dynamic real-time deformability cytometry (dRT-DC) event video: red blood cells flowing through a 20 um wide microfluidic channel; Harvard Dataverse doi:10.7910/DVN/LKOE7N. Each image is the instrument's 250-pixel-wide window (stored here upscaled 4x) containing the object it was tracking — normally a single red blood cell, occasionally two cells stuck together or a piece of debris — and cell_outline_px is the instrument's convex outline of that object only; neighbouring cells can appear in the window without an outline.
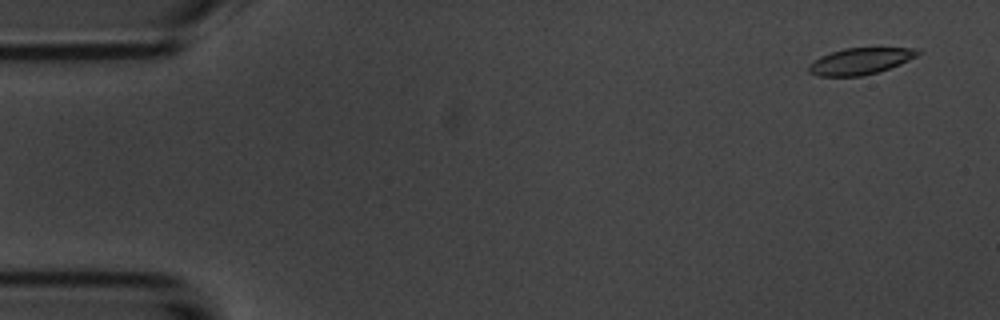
{"species": "common noctule bat (a hibernating species)", "species_latin": "Nyctalus noctula", "temperature_condition": "room temperature", "stored_images_in_passage": 54, "camera_frame_rate_fps": 3000, "um_per_image_px": 0.085, "animal": {"sex": "male", "body_mass_g": 20.1, "forearm_length_mm": 53.5}, "frame": {"image": 1, "passage_image": 3, "time_ms": 0.667, "image_size_px": [1000, 320], "cell_outline_px": [[924, 52], [900, 64], [876, 72], [860, 76], [816, 76], [808, 72], [808, 64], [820, 56], [844, 48], [920, 48]], "centroid_in_image_um": [73.12, 5.19], "position_along_channel_um": 11.9, "area_um2": 16.82}}
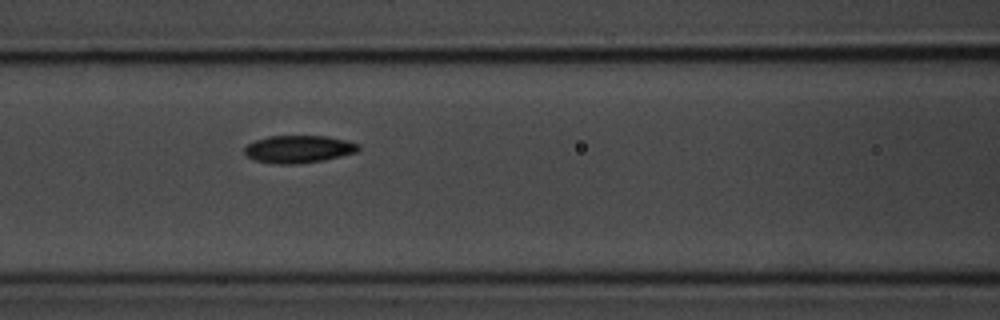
{"frame": {"image": 2, "passage_image": 23, "time_ms": 7.333, "image_size_px": [1000, 320], "cell_outline_px": [[360, 148], [356, 152], [324, 160], [300, 164], [276, 164], [256, 160], [248, 156], [244, 152], [244, 148], [248, 144], [256, 140], [268, 136], [328, 136], [348, 140], [360, 144]], "centroid_in_image_um": [25.41, 12.67], "position_along_channel_um": 141.2, "area_um2": 18.32}}
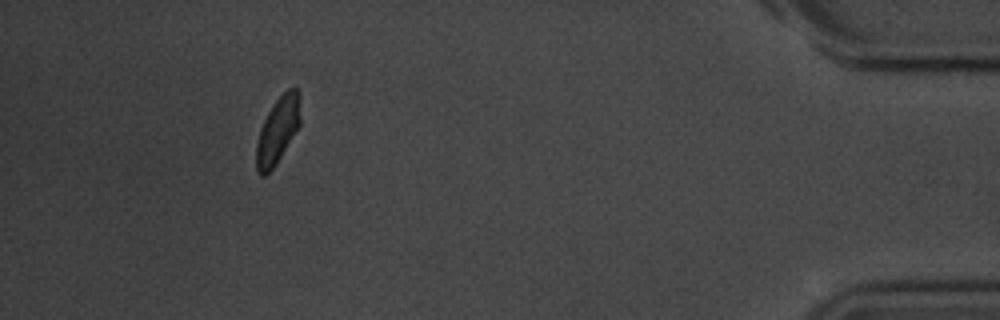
{"frame": {"image": 3, "passage_image": 50, "time_ms": 16.333, "image_size_px": [1000, 320], "cell_outline_px": [[300, 124], [276, 164], [264, 176], [260, 176], [256, 168], [256, 144], [260, 128], [268, 112], [276, 100], [288, 88], [296, 88], [300, 92]], "centroid_in_image_um": [23.61, 11.06], "position_along_channel_um": 411.6, "area_um2": 16.94}, "authors_computed_cell_mechanics": {"area_um2": 17.6868, "velocity_mm_per_s": 3.6836, "shape_relaxation_time_tau1_ms": 3.2753, "shape_relaxation_time_tau2_ms": null, "deformation_change_tau1": 0.1054, "deformation_change_tau2": null}}